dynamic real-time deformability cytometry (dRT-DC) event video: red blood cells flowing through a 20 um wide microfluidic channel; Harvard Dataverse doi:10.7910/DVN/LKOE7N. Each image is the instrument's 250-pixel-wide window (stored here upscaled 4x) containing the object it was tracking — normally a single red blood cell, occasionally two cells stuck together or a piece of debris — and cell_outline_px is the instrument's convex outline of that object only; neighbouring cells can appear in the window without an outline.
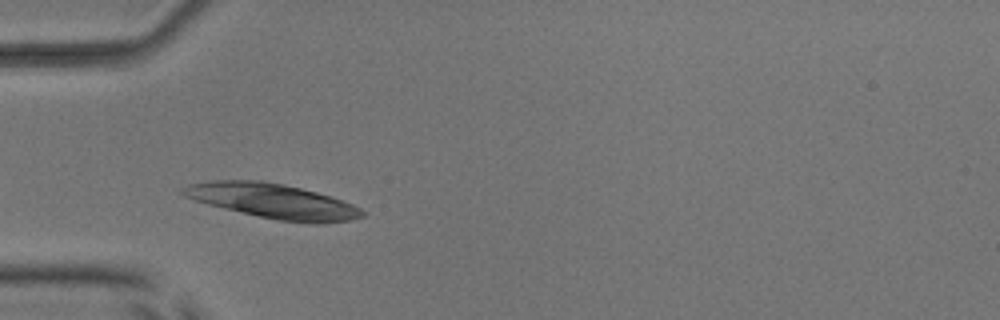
{"species": "common noctule bat (a hibernating species)", "species_latin": "Nyctalus noctula", "temperature_condition": "room temperature", "stored_images_in_passage": 4, "camera_frame_rate_fps": 3000, "um_per_image_px": 0.085, "animal": {"sex": "male", "body_mass_g": 17.9, "forearm_length_mm": 54.2}, "frame": {"image": 1, "passage_image": 3, "time_ms": 2.333, "image_size_px": [1000, 320], "cell_outline_px": [[364, 216], [348, 220], [320, 224], [280, 220], [260, 216], [224, 208], [208, 204], [184, 196], [176, 192], [180, 188], [188, 184], [212, 180], [260, 180], [284, 184], [332, 196], [352, 204], [360, 208], [364, 212]], "centroid_in_image_um": [23.15, 17.07], "position_along_channel_um": 61.8, "area_um2": 36.07}}
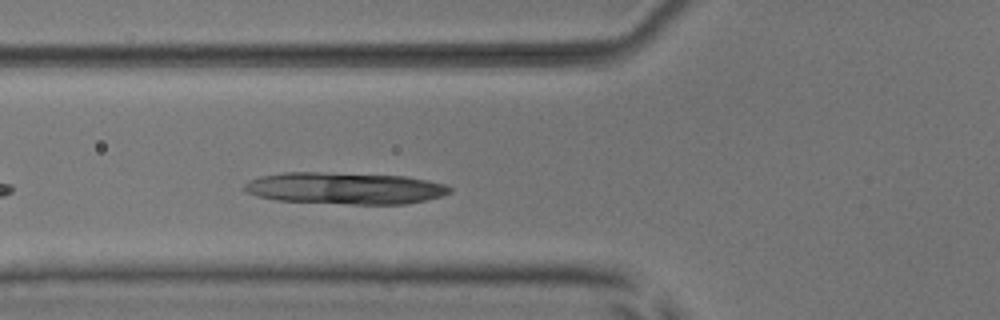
{"frame": {"image": 2, "passage_image": 4, "time_ms": 3.333, "image_size_px": [1000, 320], "cell_outline_px": [[452, 192], [440, 196], [424, 200], [404, 204], [352, 204], [276, 200], [256, 196], [240, 188], [248, 180], [260, 176], [284, 172], [320, 172], [404, 176], [428, 180], [444, 184], [452, 188]], "centroid_in_image_um": [29.27, 15.99], "position_along_channel_um": 96.5, "area_um2": 38.03}}